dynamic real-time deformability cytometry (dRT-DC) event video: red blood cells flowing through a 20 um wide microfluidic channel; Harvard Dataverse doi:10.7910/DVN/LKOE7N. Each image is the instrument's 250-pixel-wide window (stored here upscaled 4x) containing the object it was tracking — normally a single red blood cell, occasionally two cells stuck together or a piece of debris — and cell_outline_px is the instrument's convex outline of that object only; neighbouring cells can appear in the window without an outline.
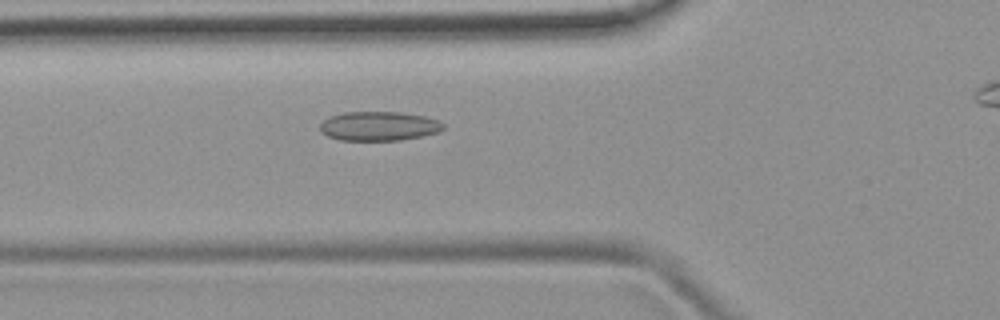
{"species": "common noctule bat (a hibernating species)", "species_latin": "Nyctalus noctula", "temperature_condition": "room temperature", "stored_images_in_passage": 31, "camera_frame_rate_fps": 3000, "um_per_image_px": 0.085, "animal": {"sex": "female", "body_mass_g": 19.9}, "frame": {"image": 1, "passage_image": 4, "time_ms": 1.0, "image_size_px": [1000, 320], "cell_outline_px": [[444, 128], [436, 132], [420, 136], [400, 140], [340, 140], [328, 136], [320, 132], [320, 124], [328, 116], [344, 112], [400, 112], [424, 116], [436, 120], [444, 124]], "centroid_in_image_um": [32.15, 10.71], "position_along_channel_um": 93.7, "area_um2": 20.87}}
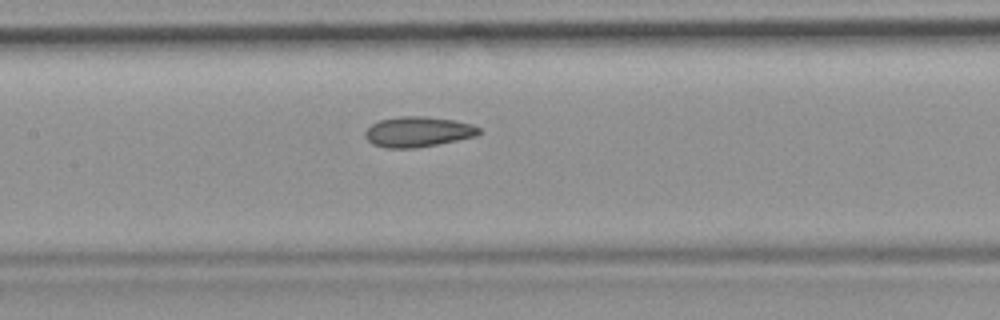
{"frame": {"image": 2, "passage_image": 10, "time_ms": 3.0, "image_size_px": [1000, 320], "cell_outline_px": [[480, 132], [476, 136], [436, 144], [412, 148], [384, 148], [372, 144], [364, 136], [364, 132], [372, 124], [380, 120], [400, 116], [428, 116], [456, 120], [472, 124], [480, 128]], "centroid_in_image_um": [35.51, 11.19], "position_along_channel_um": 171.9, "area_um2": 20.11}}
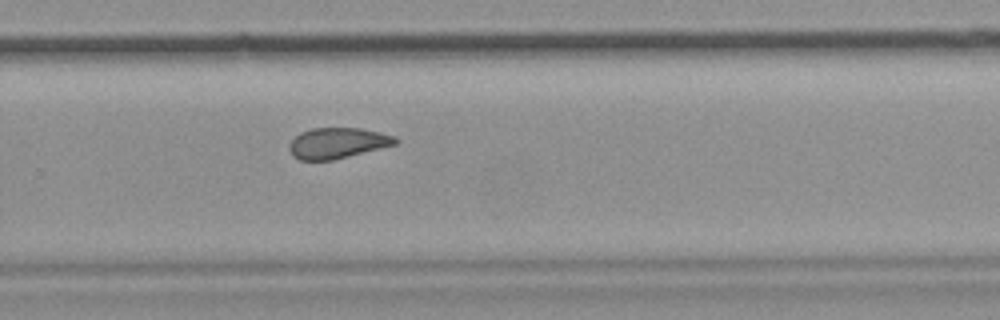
{"frame": {"image": 3, "passage_image": 20, "time_ms": 6.333, "image_size_px": [1000, 320], "cell_outline_px": [[400, 140], [396, 144], [332, 160], [300, 160], [292, 156], [288, 148], [288, 144], [300, 132], [312, 128], [360, 128], [380, 132], [396, 136]], "centroid_in_image_um": [28.67, 12.15], "position_along_channel_um": 301.1, "area_um2": 19.02}}